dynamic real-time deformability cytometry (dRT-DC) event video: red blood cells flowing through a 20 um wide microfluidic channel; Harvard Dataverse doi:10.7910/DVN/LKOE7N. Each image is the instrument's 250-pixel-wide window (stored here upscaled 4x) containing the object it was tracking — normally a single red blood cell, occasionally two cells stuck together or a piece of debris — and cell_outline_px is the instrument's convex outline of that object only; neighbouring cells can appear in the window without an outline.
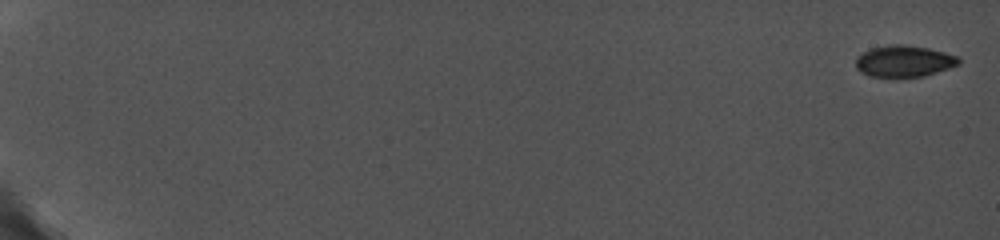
{"species": "common noctule bat (a hibernating species)", "species_latin": "Nyctalus noctula", "temperature_condition": "cold", "stored_images_in_passage": 45, "camera_frame_rate_fps": 5000, "um_per_image_px": 0.085, "animal": {"sex": "female", "body_mass_g": 19.0, "forearm_length_mm": 56.7}, "frame": {"image": 1, "passage_image": 1, "time_ms": 0.0, "image_size_px": [1000, 240], "cell_outline_px": [[960, 64], [924, 76], [872, 76], [860, 72], [856, 68], [856, 56], [872, 48], [888, 44], [904, 44], [928, 48], [944, 52], [956, 56], [960, 60]], "centroid_in_image_um": [76.82, 5.18], "position_along_channel_um": 8.2, "area_um2": 18.67}}
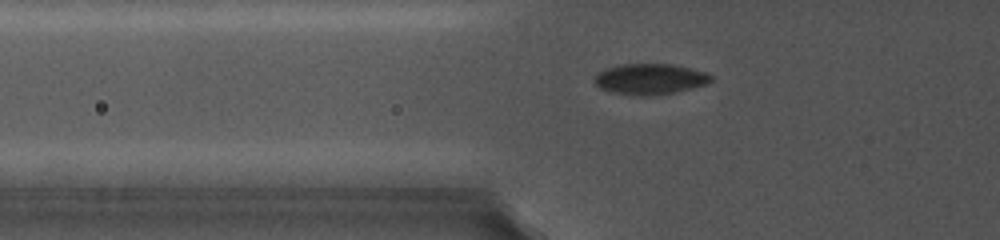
{"frame": {"image": 2, "passage_image": 22, "time_ms": 7.4, "image_size_px": [1000, 240], "cell_outline_px": [[712, 80], [708, 84], [676, 92], [648, 96], [640, 96], [612, 92], [600, 88], [592, 80], [604, 68], [620, 64], [672, 64], [704, 72], [712, 76]], "centroid_in_image_um": [55.23, 6.72], "position_along_channel_um": 70.6, "area_um2": 20.87}}
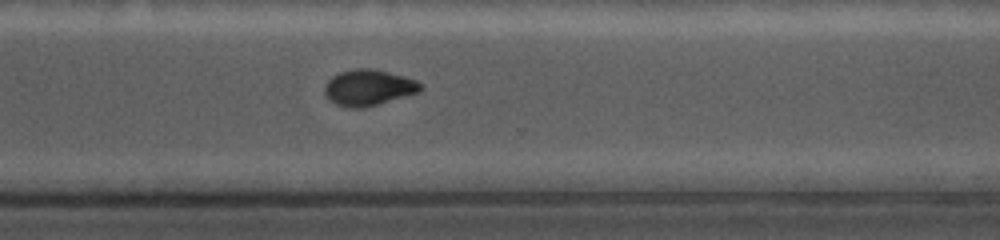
{"frame": {"image": 3, "passage_image": 39, "time_ms": 14.6, "image_size_px": [1000, 240], "cell_outline_px": [[424, 88], [420, 92], [364, 108], [348, 108], [336, 104], [328, 100], [324, 92], [324, 84], [332, 76], [340, 72], [356, 68], [372, 68], [404, 76], [416, 80]], "centroid_in_image_um": [31.3, 7.45], "position_along_channel_um": 339.3, "area_um2": 20.29}}